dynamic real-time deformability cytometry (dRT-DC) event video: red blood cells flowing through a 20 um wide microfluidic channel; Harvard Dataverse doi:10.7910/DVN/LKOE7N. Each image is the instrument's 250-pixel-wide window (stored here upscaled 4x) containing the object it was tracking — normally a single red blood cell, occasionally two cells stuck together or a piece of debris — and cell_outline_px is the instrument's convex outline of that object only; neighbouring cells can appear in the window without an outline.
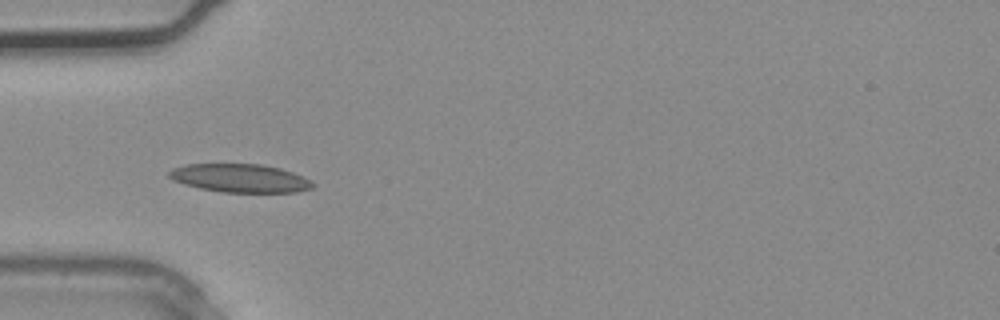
{"species": "common noctule bat (a hibernating species)", "species_latin": "Nyctalus noctula", "temperature_condition": "warm", "stored_images_in_passage": 1, "camera_frame_rate_fps": 3000, "um_per_image_px": 0.085, "animal": {"sex": "male", "body_mass_g": 20.4}, "frame": {"image": 1, "passage_image": 1, "time_ms": 0.0, "image_size_px": [1000, 320], "cell_outline_px": [[316, 184], [312, 188], [296, 192], [224, 192], [200, 188], [184, 184], [172, 180], [168, 176], [168, 172], [172, 168], [184, 164], [260, 164], [280, 168], [304, 176], [312, 180]], "centroid_in_image_um": [20.41, 15.14], "position_along_channel_um": 64.6, "area_um2": 23.87}}